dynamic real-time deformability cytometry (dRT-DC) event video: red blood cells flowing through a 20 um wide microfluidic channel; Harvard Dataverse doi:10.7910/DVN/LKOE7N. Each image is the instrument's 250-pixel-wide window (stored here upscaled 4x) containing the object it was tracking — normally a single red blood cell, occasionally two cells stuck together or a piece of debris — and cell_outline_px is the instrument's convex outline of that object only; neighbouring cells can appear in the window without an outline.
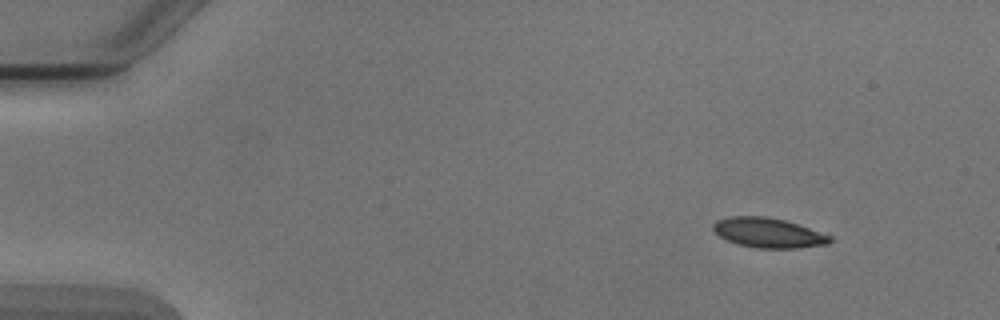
{"species": "Egyptian fruit bat (a non-hibernating species)", "species_latin": "Rousettus aegyptiacus", "temperature_condition": "cold", "stored_images_in_passage": 4, "camera_frame_rate_fps": 3000, "um_per_image_px": 0.085, "animal": {"sex": "male"}, "frame": {"image": 1, "passage_image": 1, "time_ms": 0.0, "image_size_px": [1000, 320], "cell_outline_px": [[836, 240], [828, 244], [796, 248], [756, 248], [736, 244], [720, 236], [712, 228], [712, 224], [716, 220], [732, 216], [768, 216], [784, 220], [832, 236]], "centroid_in_image_um": [65.31, 19.79], "position_along_channel_um": 19.7, "area_um2": 20.29}}